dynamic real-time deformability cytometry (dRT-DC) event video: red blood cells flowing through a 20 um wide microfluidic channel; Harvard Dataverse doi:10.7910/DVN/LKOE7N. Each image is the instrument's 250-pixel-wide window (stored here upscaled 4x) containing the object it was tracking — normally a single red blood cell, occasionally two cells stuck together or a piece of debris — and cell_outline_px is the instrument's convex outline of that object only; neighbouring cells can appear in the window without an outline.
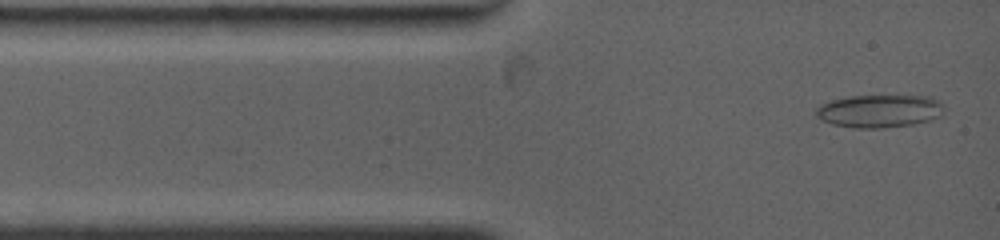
{"species": "common noctule bat (a hibernating species)", "species_latin": "Nyctalus noctula", "temperature_condition": "warm", "stored_images_in_passage": 3, "camera_frame_rate_fps": 4500, "um_per_image_px": 0.085, "animal": {"sex": "female", "body_mass_g": 19.0, "forearm_length_mm": 53.3}, "frame": {"image": 1, "passage_image": 3, "time_ms": 1.111, "image_size_px": [1000, 240], "cell_outline_px": [[944, 112], [940, 116], [928, 120], [912, 124], [880, 128], [856, 128], [832, 124], [820, 120], [816, 116], [816, 108], [820, 104], [832, 100], [848, 96], [932, 96], [940, 100], [944, 108]], "centroid_in_image_um": [74.75, 9.43], "position_along_channel_um": 10.3, "area_um2": 24.62}}